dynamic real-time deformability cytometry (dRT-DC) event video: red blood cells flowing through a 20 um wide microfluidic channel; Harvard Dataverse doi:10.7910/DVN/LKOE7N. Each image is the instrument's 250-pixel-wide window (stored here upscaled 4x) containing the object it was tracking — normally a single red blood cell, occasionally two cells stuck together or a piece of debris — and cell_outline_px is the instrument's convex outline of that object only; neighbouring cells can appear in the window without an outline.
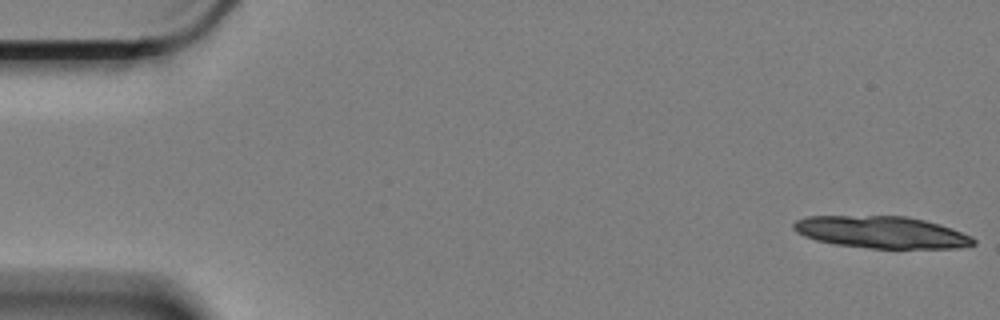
{"species": "Egyptian fruit bat (a non-hibernating species)", "species_latin": "Rousettus aegyptiacus", "temperature_condition": "cold", "stored_images_in_passage": 17, "camera_frame_rate_fps": 3000, "um_per_image_px": 0.085, "animal": {"sex": "female"}, "frame": {"image": 1, "passage_image": 1, "time_ms": 0.0, "image_size_px": [1000, 320], "cell_outline_px": [[976, 244], [956, 248], [872, 248], [836, 244], [816, 240], [804, 236], [796, 232], [792, 228], [792, 224], [796, 220], [808, 216], [908, 216], [940, 224], [952, 228], [972, 236], [976, 240]], "centroid_in_image_um": [74.94, 19.73], "position_along_channel_um": 10.1, "area_um2": 33.58}}